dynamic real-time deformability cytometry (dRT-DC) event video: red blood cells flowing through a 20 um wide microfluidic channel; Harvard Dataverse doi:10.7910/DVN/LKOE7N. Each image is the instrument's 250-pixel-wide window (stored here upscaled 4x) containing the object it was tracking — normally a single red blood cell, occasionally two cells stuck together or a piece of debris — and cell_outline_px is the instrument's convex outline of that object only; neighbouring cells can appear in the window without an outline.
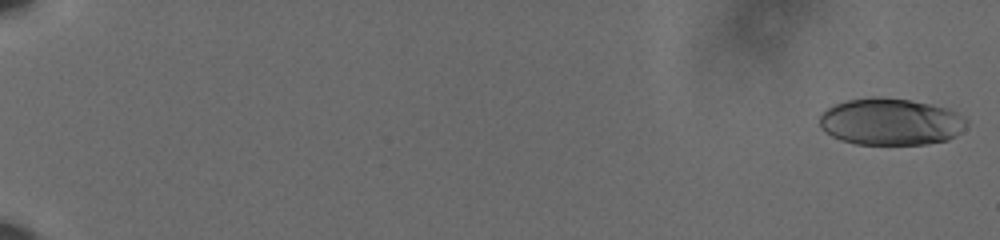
{"species": "human", "species_latin": "Homo sapiens", "temperature_condition": "cold", "stored_images_in_passage": 13, "camera_frame_rate_fps": 3000, "um_per_image_px": 0.085, "donor": {"sex": "male"}, "frame": {"image": 1, "passage_image": 1, "time_ms": 0.0, "image_size_px": [1000, 240], "cell_outline_px": [[968, 124], [956, 136], [948, 140], [928, 144], [856, 144], [840, 140], [824, 132], [820, 128], [820, 116], [832, 104], [848, 100], [872, 96], [880, 96], [908, 100], [932, 104], [948, 108], [964, 116], [968, 120]], "centroid_in_image_um": [75.72, 10.34], "position_along_channel_um": 9.3, "area_um2": 40.58}}